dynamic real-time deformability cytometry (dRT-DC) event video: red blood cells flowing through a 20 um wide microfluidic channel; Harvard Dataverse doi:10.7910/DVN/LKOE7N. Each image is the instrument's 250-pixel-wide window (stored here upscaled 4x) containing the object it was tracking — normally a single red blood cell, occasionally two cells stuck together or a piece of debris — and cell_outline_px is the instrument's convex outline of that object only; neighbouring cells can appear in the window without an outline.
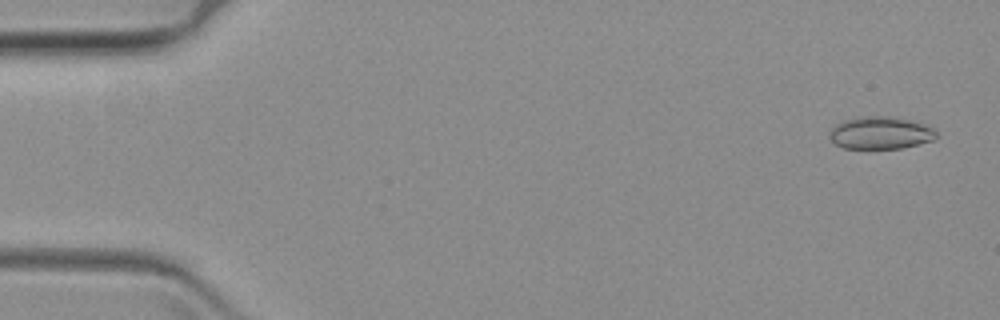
{"species": "common noctule bat (a hibernating species)", "species_latin": "Nyctalus noctula", "temperature_condition": "warm", "stored_images_in_passage": 15, "camera_frame_rate_fps": 3000, "um_per_image_px": 0.085, "animal": {"sex": "female", "body_mass_g": 19.3, "forearm_length_mm": 54.1}, "frame": {"image": 1, "passage_image": 3, "time_ms": 0.667, "image_size_px": [1000, 320], "cell_outline_px": [[936, 136], [932, 140], [900, 148], [872, 152], [844, 148], [836, 144], [828, 136], [828, 132], [836, 124], [844, 120], [856, 116], [892, 116], [908, 120], [932, 128], [936, 132]], "centroid_in_image_um": [74.74, 11.34], "position_along_channel_um": 10.3, "area_um2": 20.75}}